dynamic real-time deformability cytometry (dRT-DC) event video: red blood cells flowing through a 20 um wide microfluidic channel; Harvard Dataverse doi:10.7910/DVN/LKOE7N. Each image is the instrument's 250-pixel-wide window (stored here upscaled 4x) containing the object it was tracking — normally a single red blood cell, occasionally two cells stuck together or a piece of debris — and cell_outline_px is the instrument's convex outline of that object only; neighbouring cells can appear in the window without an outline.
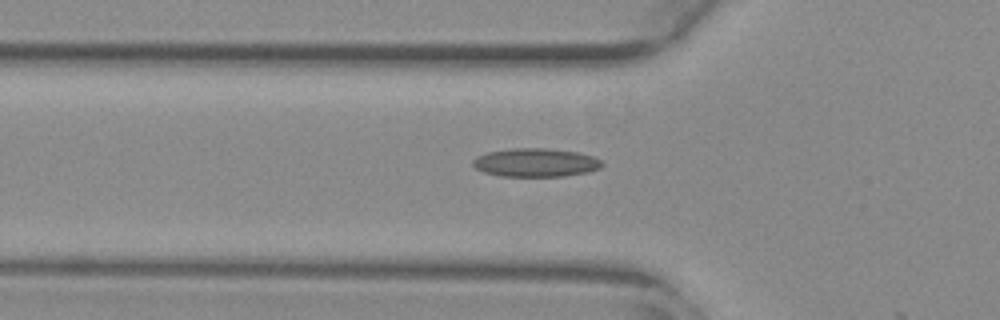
{"species": "common noctule bat (a hibernating species)", "species_latin": "Nyctalus noctula", "temperature_condition": "warm", "stored_images_in_passage": 53, "camera_frame_rate_fps": 3000, "um_per_image_px": 0.085, "animal": {"sex": "female", "body_mass_g": 29.2, "forearm_length_mm": 56.3}, "frame": {"image": 1, "passage_image": 19, "time_ms": 6.0, "image_size_px": [1000, 320], "cell_outline_px": [[604, 164], [600, 168], [588, 172], [564, 176], [500, 176], [484, 172], [476, 168], [472, 164], [472, 160], [476, 156], [488, 152], [512, 148], [548, 148], [576, 152], [592, 156], [600, 160]], "centroid_in_image_um": [45.52, 13.82], "position_along_channel_um": 80.3, "area_um2": 21.44}}
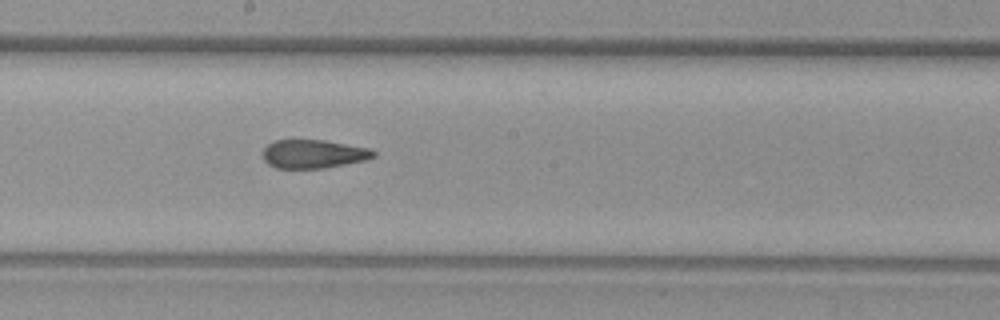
{"frame": {"image": 2, "passage_image": 30, "time_ms": 9.667, "image_size_px": [1000, 320], "cell_outline_px": [[376, 156], [368, 160], [324, 168], [276, 168], [268, 164], [264, 160], [264, 148], [268, 144], [276, 140], [324, 140], [372, 148], [376, 152]], "centroid_in_image_um": [26.71, 13.08], "position_along_channel_um": 221.5, "area_um2": 18.55}}
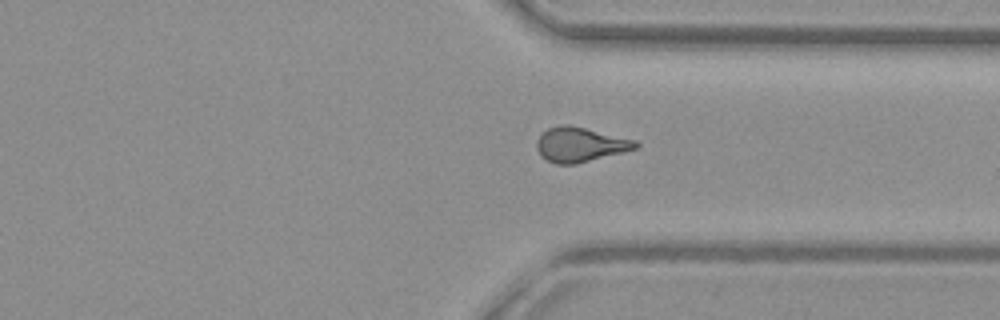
{"frame": {"image": 3, "passage_image": 41, "time_ms": 13.333, "image_size_px": [1000, 320], "cell_outline_px": [[640, 144], [636, 148], [624, 152], [576, 164], [556, 164], [540, 156], [536, 148], [536, 144], [540, 136], [548, 128], [560, 124], [568, 124], [636, 140]], "centroid_in_image_um": [49.31, 12.29], "position_along_channel_um": 362.1, "area_um2": 19.88}, "authors_computed_cell_mechanics": {"area_um2": 19.5364, "velocity_mm_per_s": 3.8413, "shape_relaxation_time_tau1_ms": null, "shape_relaxation_time_tau2_ms": 1.9287, "deformation_change_tau1": null, "deformation_change_tau2": 0.1002}}